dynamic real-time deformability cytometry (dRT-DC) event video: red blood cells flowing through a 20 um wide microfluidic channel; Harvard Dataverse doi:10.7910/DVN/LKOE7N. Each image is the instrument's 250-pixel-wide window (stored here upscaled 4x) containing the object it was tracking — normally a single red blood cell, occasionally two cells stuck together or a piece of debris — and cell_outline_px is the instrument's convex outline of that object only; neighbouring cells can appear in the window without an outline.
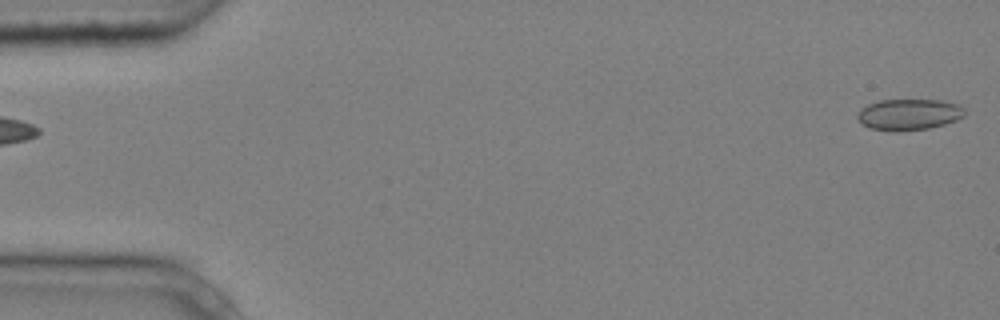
{"species": "common noctule bat (a hibernating species)", "species_latin": "Nyctalus noctula", "temperature_condition": "cold", "stored_images_in_passage": 5, "segment_of_instrument_passage": [2, 2], "camera_frame_rate_fps": 3000, "um_per_image_px": 0.085, "animal": {"sex": "male", "body_mass_g": 20.4}, "frame": {"image": 1, "passage_image": 5, "time_ms": 1.333, "image_size_px": [1000, 320], "cell_outline_px": [[964, 116], [956, 120], [944, 124], [928, 128], [900, 132], [892, 132], [868, 128], [860, 124], [856, 116], [860, 108], [868, 104], [880, 100], [940, 100], [960, 104], [964, 108]], "centroid_in_image_um": [77.21, 9.74], "position_along_channel_um": 7.8, "area_um2": 19.83}}